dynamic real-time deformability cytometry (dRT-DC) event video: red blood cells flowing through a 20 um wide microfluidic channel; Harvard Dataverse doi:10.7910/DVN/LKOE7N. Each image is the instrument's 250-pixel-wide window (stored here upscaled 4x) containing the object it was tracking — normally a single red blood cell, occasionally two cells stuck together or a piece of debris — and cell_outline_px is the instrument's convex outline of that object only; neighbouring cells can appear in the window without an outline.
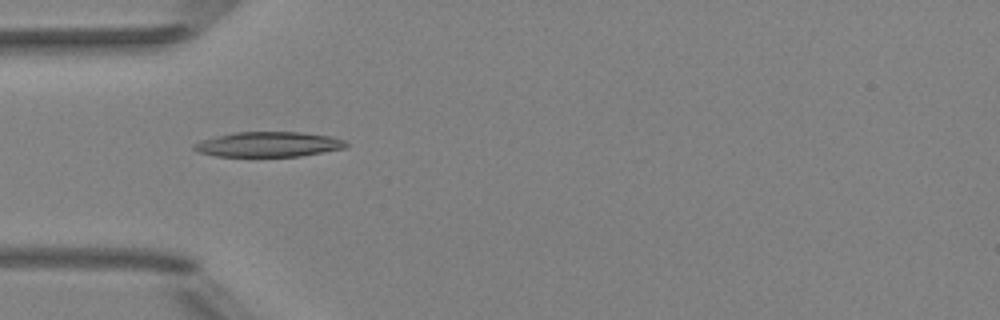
{"species": "Egyptian fruit bat (a non-hibernating species)", "species_latin": "Rousettus aegyptiacus", "temperature_condition": "room temperature", "stored_images_in_passage": 7, "camera_frame_rate_fps": 3000, "um_per_image_px": 0.085, "animal": {"sex": "female"}, "frame": {"image": 1, "passage_image": 4, "time_ms": 1.0, "image_size_px": [1000, 320], "cell_outline_px": [[348, 144], [344, 148], [300, 156], [216, 156], [200, 152], [192, 148], [192, 144], [200, 140], [236, 132], [300, 132], [328, 136], [344, 140]], "centroid_in_image_um": [22.79, 12.27], "position_along_channel_um": 62.2, "area_um2": 21.91}}
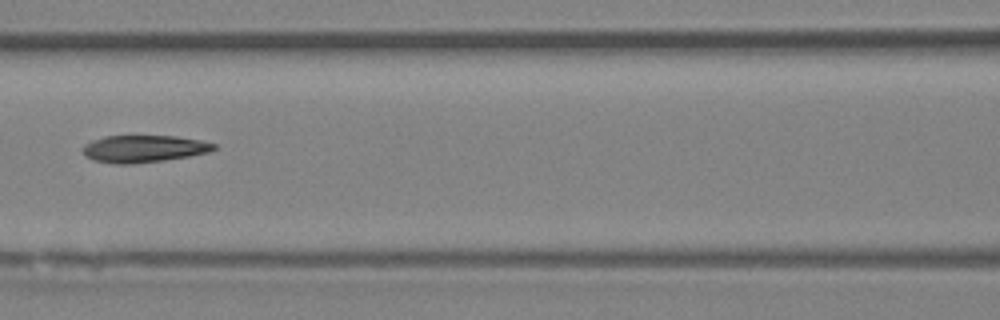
{"frame": {"image": 2, "passage_image": 6, "time_ms": 1.667, "image_size_px": [1000, 320], "cell_outline_px": [[216, 148], [208, 152], [188, 156], [164, 160], [132, 164], [116, 164], [92, 160], [84, 156], [84, 144], [92, 140], [104, 136], [176, 136], [200, 140], [216, 144]], "centroid_in_image_um": [12.19, 12.64], "position_along_channel_um": 154.4, "area_um2": 20.69}}
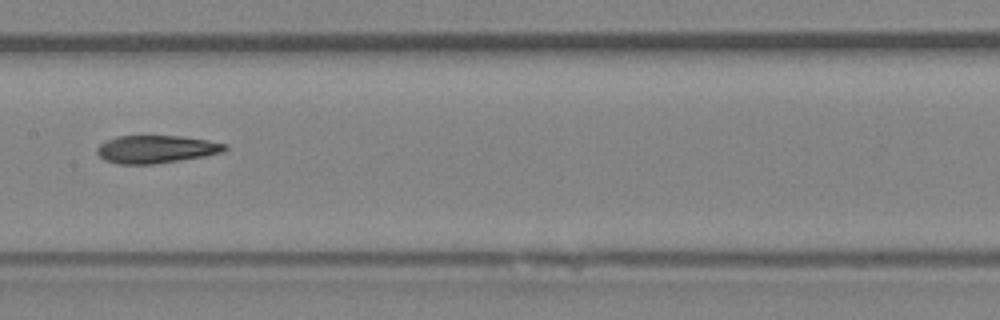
{"frame": {"image": 3, "passage_image": 7, "time_ms": 2.0, "image_size_px": [1000, 320], "cell_outline_px": [[228, 148], [224, 152], [204, 156], [180, 160], [152, 164], [120, 164], [104, 160], [96, 152], [96, 148], [100, 144], [116, 136], [180, 136], [208, 140], [228, 144]], "centroid_in_image_um": [13.29, 12.68], "position_along_channel_um": 194.1, "area_um2": 20.69}}